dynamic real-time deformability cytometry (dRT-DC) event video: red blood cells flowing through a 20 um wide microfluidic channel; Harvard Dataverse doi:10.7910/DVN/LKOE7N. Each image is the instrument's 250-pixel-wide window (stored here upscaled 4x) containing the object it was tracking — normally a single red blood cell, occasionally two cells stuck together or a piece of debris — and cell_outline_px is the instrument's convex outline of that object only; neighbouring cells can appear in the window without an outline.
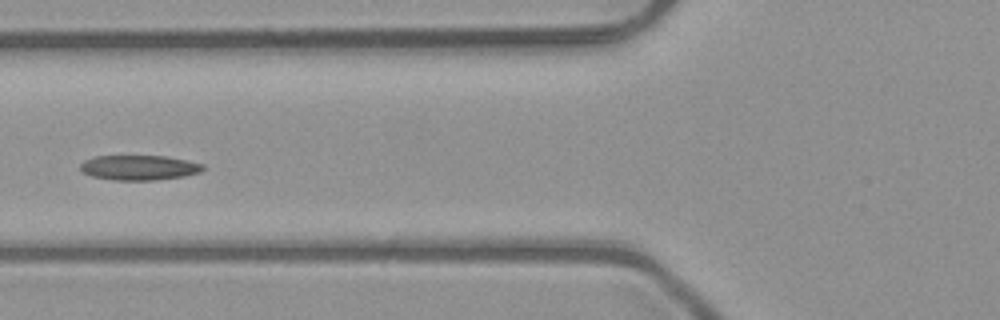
{"species": "common noctule bat (a hibernating species)", "species_latin": "Nyctalus noctula", "temperature_condition": "room temperature", "stored_images_in_passage": 6, "camera_frame_rate_fps": 3000, "um_per_image_px": 0.085, "animal": {"sex": "male", "body_mass_g": 23.1, "forearm_length_mm": 52.7}, "frame": {"image": 1, "passage_image": 6, "time_ms": 1.667, "image_size_px": [1000, 320], "cell_outline_px": [[204, 168], [200, 172], [184, 176], [156, 180], [112, 180], [92, 176], [80, 172], [80, 164], [84, 160], [96, 156], [164, 156], [204, 164]], "centroid_in_image_um": [11.78, 14.25], "position_along_channel_um": 114.0, "area_um2": 17.8}}